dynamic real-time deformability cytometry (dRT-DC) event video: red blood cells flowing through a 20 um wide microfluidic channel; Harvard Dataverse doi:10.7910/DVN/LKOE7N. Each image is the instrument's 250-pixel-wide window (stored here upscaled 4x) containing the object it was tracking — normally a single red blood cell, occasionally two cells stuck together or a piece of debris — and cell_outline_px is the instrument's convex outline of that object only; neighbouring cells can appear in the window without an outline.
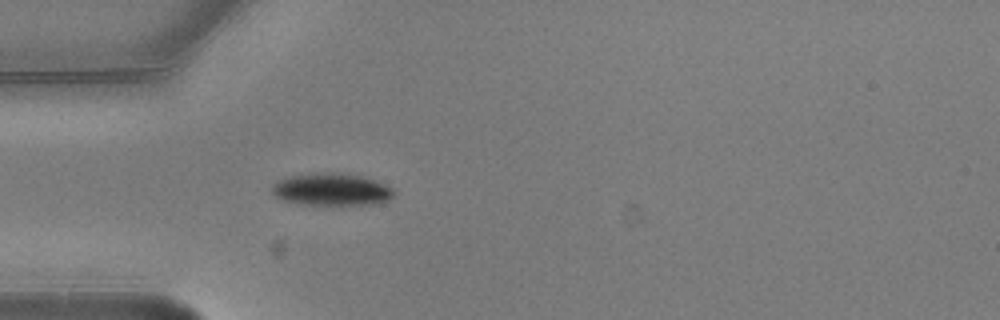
{"species": "common noctule bat (a hibernating species)", "species_latin": "Nyctalus noctula", "temperature_condition": "warm", "stored_images_in_passage": 1, "camera_frame_rate_fps": 3000, "um_per_image_px": 0.085, "animal": {"sex": "male", "body_mass_g": 20.5, "forearm_length_mm": 52.5}, "frame": {"image": 1, "passage_image": 1, "time_ms": 0.0, "image_size_px": [1000, 320], "cell_outline_px": [[396, 192], [388, 200], [368, 204], [300, 204], [284, 200], [276, 196], [272, 192], [272, 184], [288, 176], [316, 172], [340, 172], [360, 176], [384, 184], [392, 188]], "centroid_in_image_um": [28.15, 16.08], "position_along_channel_um": 56.9, "area_um2": 22.72}}